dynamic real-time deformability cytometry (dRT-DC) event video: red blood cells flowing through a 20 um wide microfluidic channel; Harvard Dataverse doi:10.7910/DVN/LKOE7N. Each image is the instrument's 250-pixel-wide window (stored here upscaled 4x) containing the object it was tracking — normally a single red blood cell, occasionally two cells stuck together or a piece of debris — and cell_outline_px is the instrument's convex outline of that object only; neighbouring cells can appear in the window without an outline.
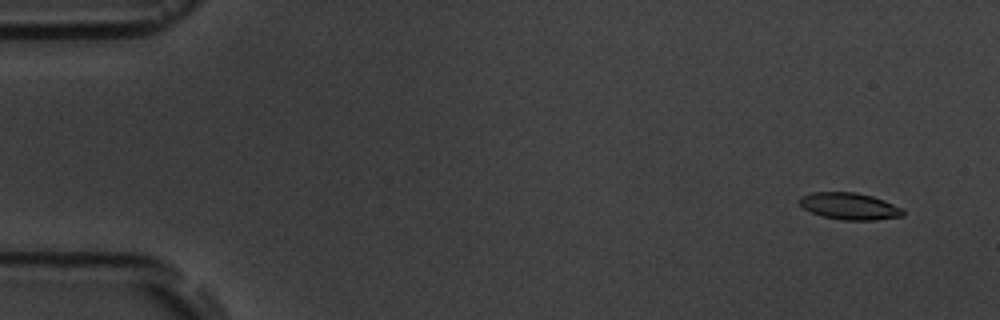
{"species": "common noctule bat (a hibernating species)", "species_latin": "Nyctalus noctula", "temperature_condition": "room temperature", "stored_images_in_passage": 9, "camera_frame_rate_fps": 3000, "um_per_image_px": 0.085, "animal": {"sex": "male", "body_mass_g": 19.5, "forearm_length_mm": 54.6}, "frame": {"image": 1, "passage_image": 2, "time_ms": 1.0, "image_size_px": [1000, 320], "cell_outline_px": [[904, 216], [876, 220], [840, 220], [820, 216], [804, 208], [796, 200], [800, 196], [812, 192], [856, 192], [872, 196], [884, 200], [900, 208], [904, 212]], "centroid_in_image_um": [72.16, 17.53], "position_along_channel_um": 12.8, "area_um2": 16.3}}
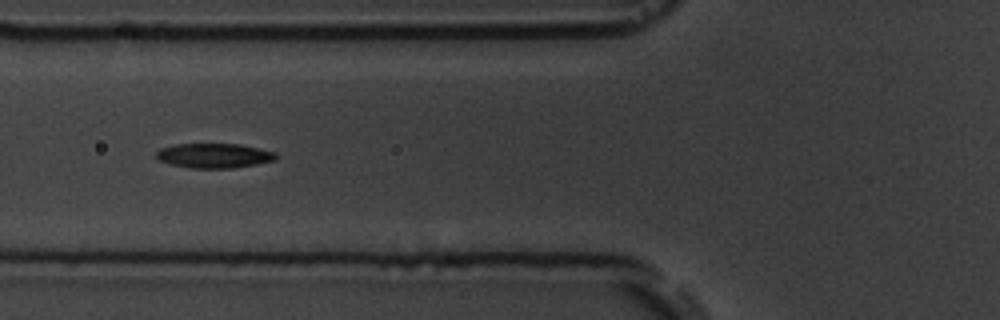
{"frame": {"image": 2, "passage_image": 7, "time_ms": 7.0, "image_size_px": [1000, 320], "cell_outline_px": [[280, 156], [276, 160], [256, 164], [232, 168], [192, 168], [172, 164], [156, 160], [156, 152], [160, 148], [176, 144], [240, 144], [260, 148], [276, 152]], "centroid_in_image_um": [18.23, 13.22], "position_along_channel_um": 107.6, "area_um2": 17.34}}
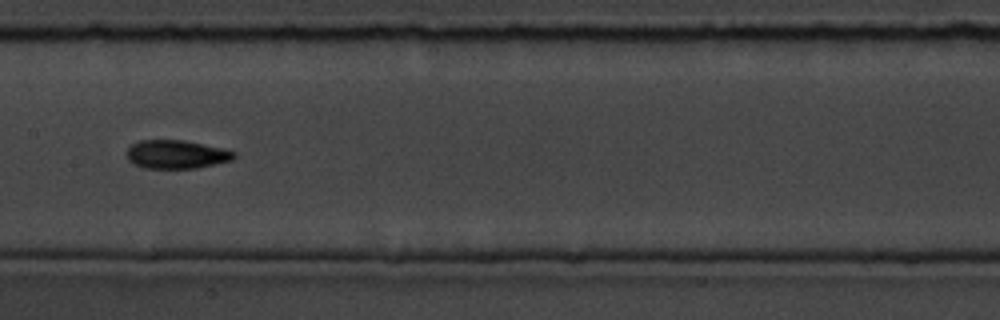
{"frame": {"image": 3, "passage_image": 9, "time_ms": 9.333, "image_size_px": [1000, 320], "cell_outline_px": [[236, 156], [232, 160], [196, 168], [144, 168], [132, 164], [128, 160], [124, 152], [132, 144], [140, 140], [184, 140], [224, 148], [236, 152]], "centroid_in_image_um": [14.96, 13.12], "position_along_channel_um": 192.4, "area_um2": 18.03}}